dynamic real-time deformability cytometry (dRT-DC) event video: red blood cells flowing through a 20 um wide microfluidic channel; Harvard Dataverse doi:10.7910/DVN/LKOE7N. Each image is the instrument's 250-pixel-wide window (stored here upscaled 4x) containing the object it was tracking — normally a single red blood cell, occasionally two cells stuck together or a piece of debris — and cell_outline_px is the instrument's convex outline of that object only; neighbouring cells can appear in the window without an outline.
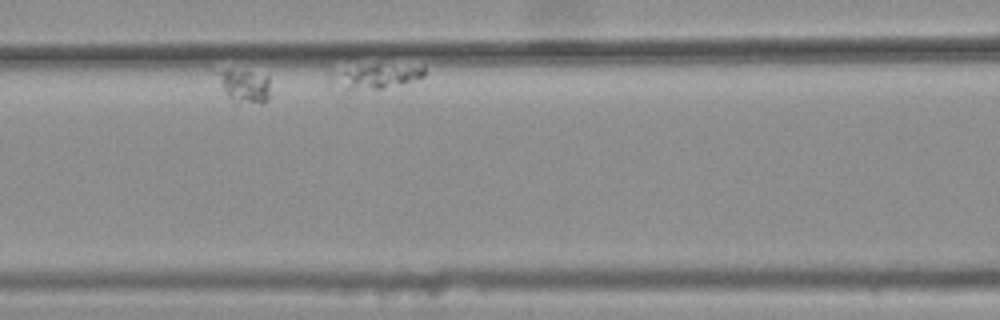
{"species": "common noctule bat (a hibernating species)", "species_latin": "Nyctalus noctula", "temperature_condition": "warm", "stored_images_in_passage": 12, "segment_of_instrument_passage": [2, 2], "camera_frame_rate_fps": 3000, "um_per_image_px": 0.085, "animal": {"sex": "female", "body_mass_g": 25.1}, "frame": {"image": 1, "passage_image": 4, "time_ms": 1.0, "image_size_px": [1000, 320], "cell_outline_px": [[424, 76], [400, 84], [384, 88], [352, 92], [344, 92], [328, 84], [328, 72], [360, 68], [424, 68]], "centroid_in_image_um": [31.61, 6.65], "position_along_channel_um": 135.0, "area_um2": 12.48}}